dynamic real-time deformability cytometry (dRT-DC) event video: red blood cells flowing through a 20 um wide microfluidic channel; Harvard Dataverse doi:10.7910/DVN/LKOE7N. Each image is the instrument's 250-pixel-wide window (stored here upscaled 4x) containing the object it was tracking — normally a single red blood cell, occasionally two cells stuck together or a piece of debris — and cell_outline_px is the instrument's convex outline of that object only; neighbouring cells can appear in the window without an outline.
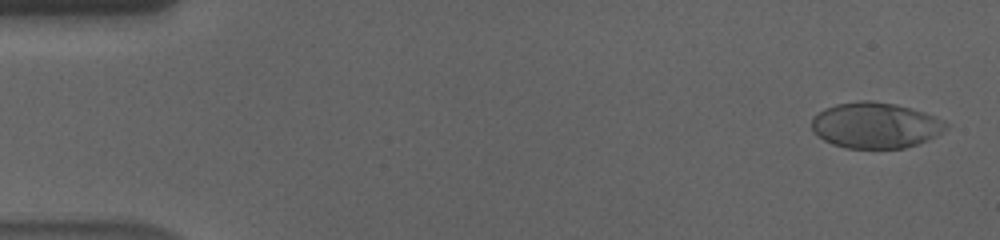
{"species": "human", "species_latin": "Homo sapiens", "temperature_condition": "cold", "stored_images_in_passage": 57, "camera_frame_rate_fps": 3000, "um_per_image_px": 0.085, "donor": {"sex": "male"}, "frame": {"image": 1, "passage_image": 2, "time_ms": 0.333, "image_size_px": [1000, 240], "cell_outline_px": [[948, 128], [944, 132], [928, 140], [904, 148], [848, 148], [832, 144], [824, 140], [812, 132], [812, 116], [824, 108], [836, 104], [860, 100], [872, 100], [896, 104], [924, 112], [944, 120], [948, 124]], "centroid_in_image_um": [74.41, 10.64], "position_along_channel_um": 10.6, "area_um2": 36.13}}
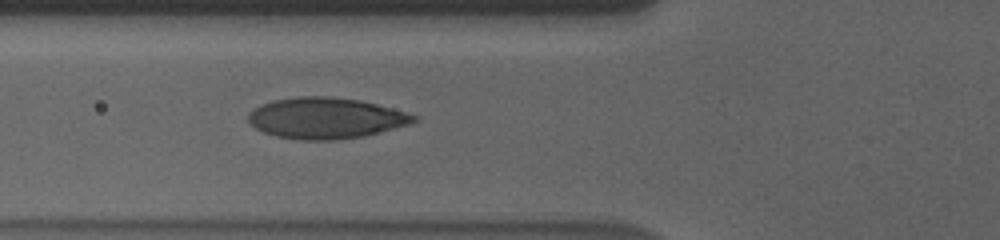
{"frame": {"image": 2, "passage_image": 21, "time_ms": 6.667, "image_size_px": [1000, 240], "cell_outline_px": [[420, 120], [412, 124], [364, 136], [332, 140], [296, 140], [276, 136], [264, 132], [248, 124], [248, 112], [252, 108], [260, 104], [272, 100], [296, 96], [332, 96], [360, 100], [408, 112], [416, 116]], "centroid_in_image_um": [27.67, 10.03], "position_along_channel_um": 98.1, "area_um2": 40.11}}
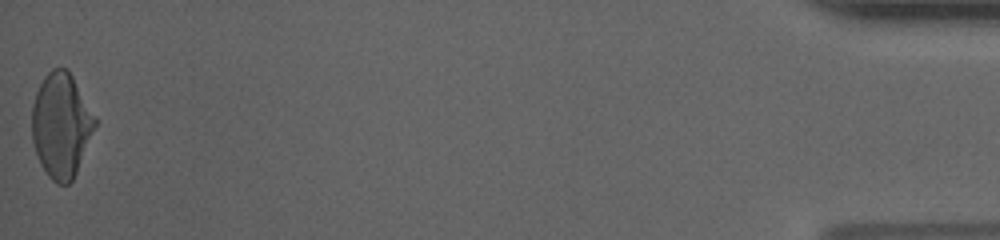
{"frame": {"image": 3, "passage_image": 57, "time_ms": 18.667, "image_size_px": [1000, 240], "cell_outline_px": [[96, 124], [76, 172], [72, 180], [68, 184], [56, 184], [48, 176], [40, 164], [32, 140], [32, 104], [36, 92], [44, 76], [52, 68], [68, 68], [96, 116]], "centroid_in_image_um": [5.19, 10.62], "position_along_channel_um": 430.0, "area_um2": 38.38}, "authors_computed_cell_mechanics": {"area_um2": 38.6104, "velocity_mm_per_s": 3.5627, "shape_relaxation_time_tau1_ms": 5.992, "shape_relaxation_time_tau2_ms": 0.8827, "deformation_change_tau1": 0.2033, "deformation_change_tau2": 0.0537}}